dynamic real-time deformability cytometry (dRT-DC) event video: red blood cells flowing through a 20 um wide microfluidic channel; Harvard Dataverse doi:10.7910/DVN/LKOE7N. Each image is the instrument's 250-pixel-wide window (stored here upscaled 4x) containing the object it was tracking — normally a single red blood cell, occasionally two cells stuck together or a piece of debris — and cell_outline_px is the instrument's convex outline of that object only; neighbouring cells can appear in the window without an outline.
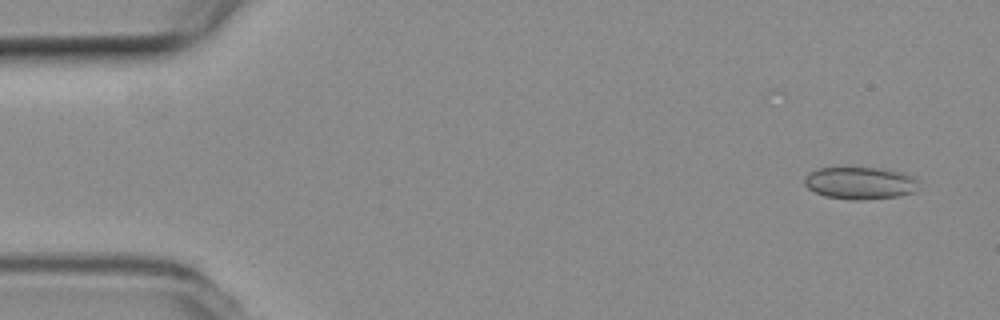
{"species": "common noctule bat (a hibernating species)", "species_latin": "Nyctalus noctula", "temperature_condition": "room temperature", "stored_images_in_passage": 35, "camera_frame_rate_fps": 3000, "um_per_image_px": 0.085, "animal": {"sex": "female", "body_mass_g": 19.3, "forearm_length_mm": 54.1}, "frame": {"image": 1, "passage_image": 3, "time_ms": 0.667, "image_size_px": [1000, 320], "cell_outline_px": [[916, 180], [912, 192], [896, 196], [860, 200], [852, 200], [824, 196], [808, 188], [804, 184], [804, 176], [808, 172], [820, 168], [880, 168], [900, 172], [912, 176]], "centroid_in_image_um": [73.01, 15.55], "position_along_channel_um": 12.0, "area_um2": 21.1}}
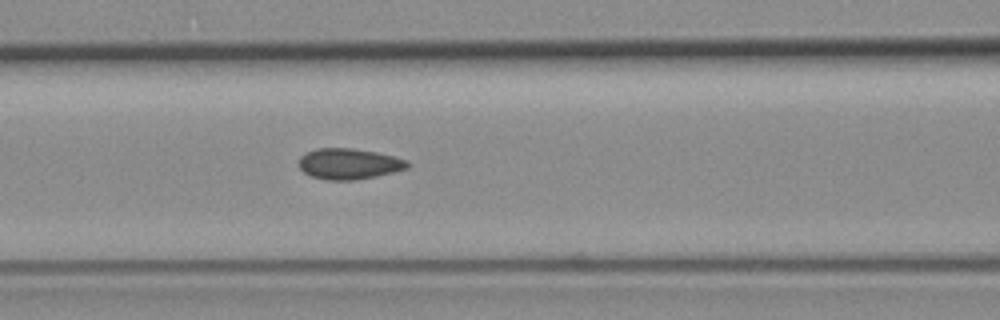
{"frame": {"image": 2, "passage_image": 22, "time_ms": 7.0, "image_size_px": [1000, 320], "cell_outline_px": [[412, 164], [408, 168], [376, 176], [356, 180], [328, 180], [312, 176], [304, 172], [300, 168], [300, 156], [316, 148], [352, 148], [376, 152], [408, 160]], "centroid_in_image_um": [29.69, 13.92], "position_along_channel_um": 136.9, "area_um2": 19.42}}
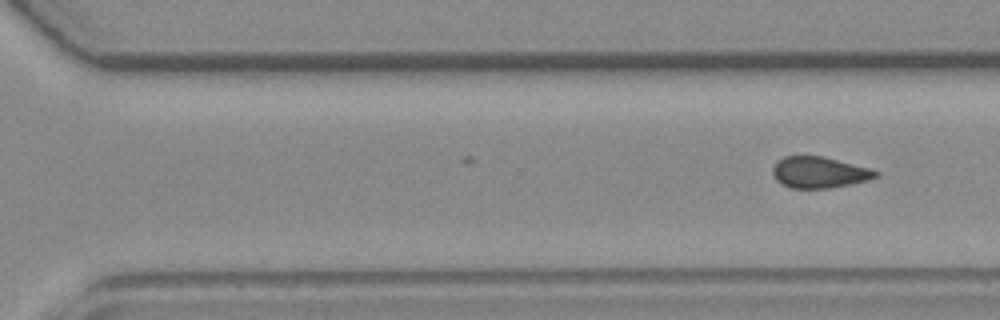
{"frame": {"image": 3, "passage_image": 35, "time_ms": 11.333, "image_size_px": [1000, 320], "cell_outline_px": [[880, 176], [868, 180], [852, 184], [832, 188], [792, 188], [776, 180], [772, 172], [772, 168], [784, 156], [824, 156], [872, 168], [880, 172]], "centroid_in_image_um": [69.72, 14.65], "position_along_channel_um": 300.9, "area_um2": 18.9}}